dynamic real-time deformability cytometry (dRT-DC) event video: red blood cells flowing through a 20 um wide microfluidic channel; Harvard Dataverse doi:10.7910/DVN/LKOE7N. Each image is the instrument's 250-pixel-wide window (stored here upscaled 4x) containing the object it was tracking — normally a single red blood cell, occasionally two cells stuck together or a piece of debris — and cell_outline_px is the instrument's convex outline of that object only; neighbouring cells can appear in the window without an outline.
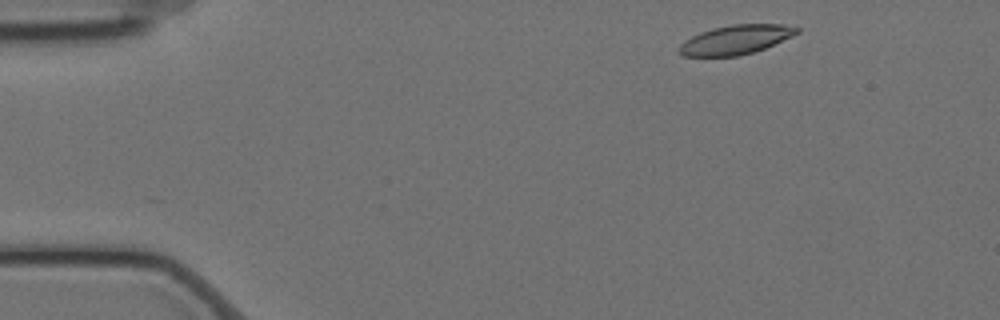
{"species": "Egyptian fruit bat (a non-hibernating species)", "species_latin": "Rousettus aegyptiacus", "temperature_condition": "cold", "stored_images_in_passage": 51, "camera_frame_rate_fps": 3000, "um_per_image_px": 0.085, "animal": {"sex": "female"}, "frame": {"image": 1, "passage_image": 1, "time_ms": 0.0, "image_size_px": [1000, 320], "cell_outline_px": [[800, 32], [792, 36], [764, 48], [752, 52], [736, 56], [684, 56], [676, 52], [676, 48], [684, 40], [700, 32], [712, 28], [732, 24], [784, 24], [800, 28]], "centroid_in_image_um": [62.49, 3.37], "position_along_channel_um": 22.5, "area_um2": 20.11}}
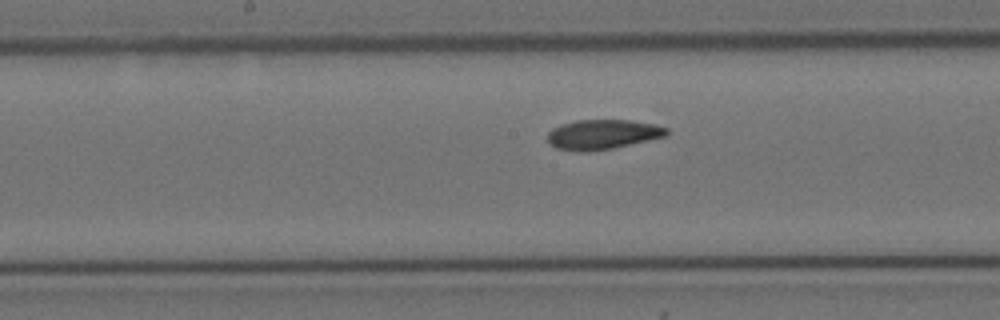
{"frame": {"image": 2, "passage_image": 23, "time_ms": 7.333, "image_size_px": [1000, 320], "cell_outline_px": [[668, 136], [612, 148], [588, 152], [576, 152], [556, 148], [548, 144], [548, 132], [552, 128], [576, 120], [628, 120], [652, 124], [668, 128]], "centroid_in_image_um": [51.2, 11.44], "position_along_channel_um": 197.0, "area_um2": 20.69}}
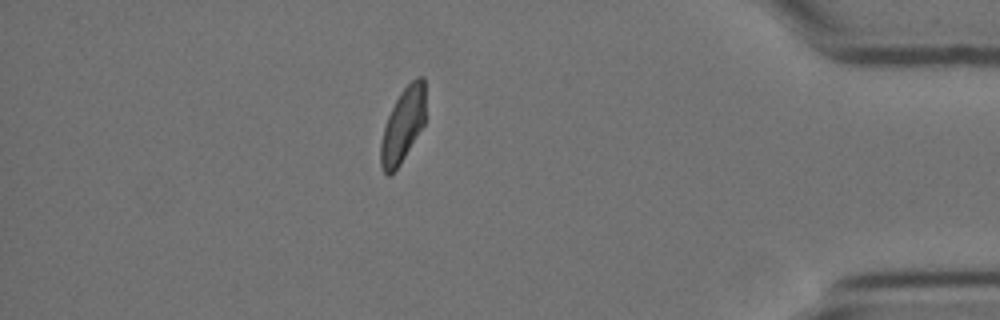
{"frame": {"image": 3, "passage_image": 44, "time_ms": 14.333, "image_size_px": [1000, 320], "cell_outline_px": [[424, 124], [400, 164], [388, 176], [384, 172], [380, 164], [380, 144], [384, 128], [388, 116], [400, 92], [416, 76], [424, 76]], "centroid_in_image_um": [34.23, 10.63], "position_along_channel_um": 401.0, "area_um2": 19.02}, "authors_computed_cell_mechanics": {"area_um2": 20.8658, "velocity_mm_per_s": 3.483, "shape_relaxation_time_tau1_ms": 5.3903, "shape_relaxation_time_tau2_ms": 4.2747, "deformation_change_tau1": 0.1667, "deformation_change_tau2": 0.0999}}